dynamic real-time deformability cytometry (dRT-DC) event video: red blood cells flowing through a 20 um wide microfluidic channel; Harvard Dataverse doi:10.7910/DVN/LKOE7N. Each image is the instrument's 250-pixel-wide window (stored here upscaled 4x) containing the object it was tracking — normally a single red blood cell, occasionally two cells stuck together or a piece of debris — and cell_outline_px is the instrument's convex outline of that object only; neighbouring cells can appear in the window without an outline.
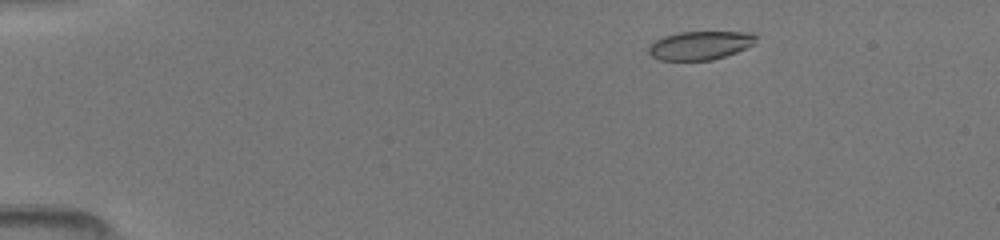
{"species": "common noctule bat (a hibernating species)", "species_latin": "Nyctalus noctula", "temperature_condition": "room temperature", "stored_images_in_passage": 47, "camera_frame_rate_fps": 3000, "um_per_image_px": 0.085, "animal": {"sex": "female", "body_mass_g": 19.5, "forearm_length_mm": 54.1}, "frame": {"image": 1, "passage_image": 5, "time_ms": 1.333, "image_size_px": [1000, 240], "cell_outline_px": [[756, 36], [752, 44], [736, 52], [712, 60], [660, 60], [652, 56], [648, 52], [648, 48], [656, 40], [664, 36], [680, 32], [756, 32]], "centroid_in_image_um": [59.5, 3.85], "position_along_channel_um": 25.5, "area_um2": 17.63}}
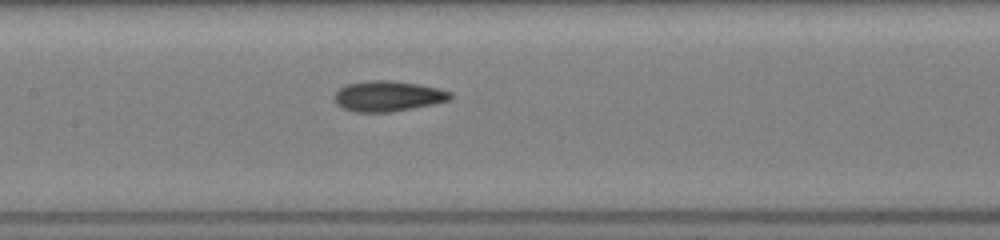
{"frame": {"image": 2, "passage_image": 22, "time_ms": 7.0, "image_size_px": [1000, 240], "cell_outline_px": [[452, 100], [392, 112], [352, 112], [336, 104], [332, 100], [332, 96], [340, 88], [348, 84], [372, 80], [388, 80], [420, 84], [440, 88], [452, 92]], "centroid_in_image_um": [32.97, 8.17], "position_along_channel_um": 174.4, "area_um2": 20.81}}
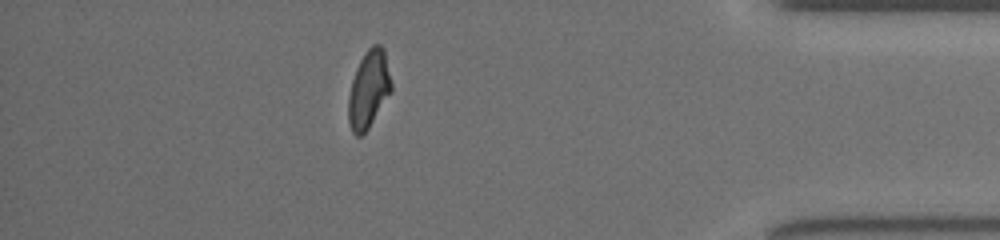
{"frame": {"image": 3, "passage_image": 41, "time_ms": 13.333, "image_size_px": [1000, 240], "cell_outline_px": [[392, 92], [368, 128], [360, 136], [356, 136], [352, 132], [348, 120], [348, 96], [352, 80], [356, 68], [364, 52], [372, 44], [380, 44], [384, 48], [392, 84]], "centroid_in_image_um": [31.34, 7.57], "position_along_channel_um": 403.9, "area_um2": 19.54}}